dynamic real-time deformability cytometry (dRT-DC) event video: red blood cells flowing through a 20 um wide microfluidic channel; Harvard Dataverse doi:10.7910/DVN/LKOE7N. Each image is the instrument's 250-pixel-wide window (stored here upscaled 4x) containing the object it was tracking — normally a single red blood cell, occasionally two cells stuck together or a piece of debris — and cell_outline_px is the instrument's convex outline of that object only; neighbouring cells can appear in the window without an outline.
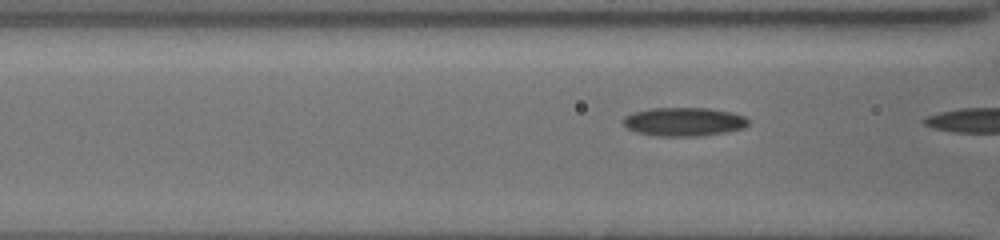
{"species": "common noctule bat (a hibernating species)", "species_latin": "Nyctalus noctula", "temperature_condition": "cold", "stored_images_in_passage": 10, "camera_frame_rate_fps": 3000, "um_per_image_px": 0.085, "animal": {"sex": "female", "body_mass_g": 19.5, "forearm_length_mm": 54.1}, "frame": {"image": 1, "passage_image": 9, "time_ms": 2.667, "image_size_px": [1000, 240], "cell_outline_px": [[748, 124], [744, 128], [728, 132], [700, 136], [656, 136], [636, 132], [628, 128], [620, 120], [624, 116], [632, 112], [648, 108], [708, 108], [732, 112], [744, 116], [748, 120]], "centroid_in_image_um": [58.11, 10.35], "position_along_channel_um": 108.5, "area_um2": 21.15}}